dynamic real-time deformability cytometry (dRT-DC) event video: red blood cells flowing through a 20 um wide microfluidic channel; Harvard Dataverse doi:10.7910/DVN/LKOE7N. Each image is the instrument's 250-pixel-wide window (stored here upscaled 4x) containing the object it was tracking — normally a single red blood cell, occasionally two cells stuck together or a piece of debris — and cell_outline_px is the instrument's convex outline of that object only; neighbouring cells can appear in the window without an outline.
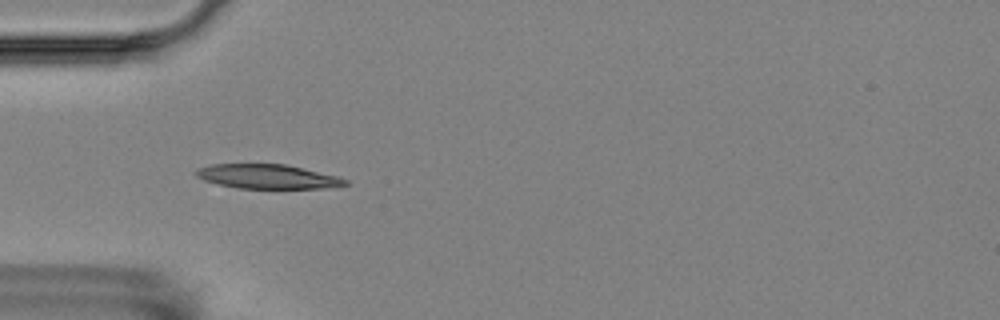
{"species": "Egyptian fruit bat (a non-hibernating species)", "species_latin": "Rousettus aegyptiacus", "temperature_condition": "room temperature", "stored_images_in_passage": 14, "camera_frame_rate_fps": 3000, "um_per_image_px": 0.085, "animal": {"sex": "female"}, "frame": {"image": 1, "passage_image": 3, "time_ms": 2.333, "image_size_px": [1000, 320], "cell_outline_px": [[348, 184], [324, 188], [236, 188], [204, 180], [196, 176], [192, 172], [196, 168], [212, 164], [284, 164], [336, 176], [348, 180]], "centroid_in_image_um": [22.67, 15.0], "position_along_channel_um": 62.3, "area_um2": 20.92}}
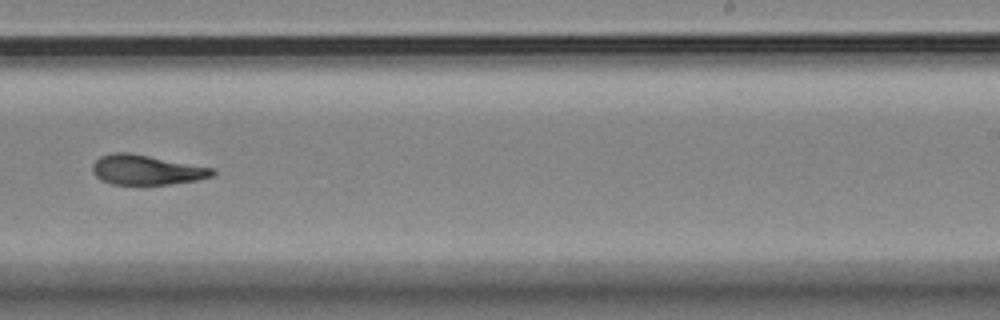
{"frame": {"image": 2, "passage_image": 8, "time_ms": 8.333, "image_size_px": [1000, 320], "cell_outline_px": [[216, 176], [196, 180], [168, 184], [112, 184], [100, 180], [92, 172], [92, 164], [100, 156], [112, 152], [128, 152], [216, 168]], "centroid_in_image_um": [12.47, 14.43], "position_along_channel_um": 276.5, "area_um2": 21.04}}
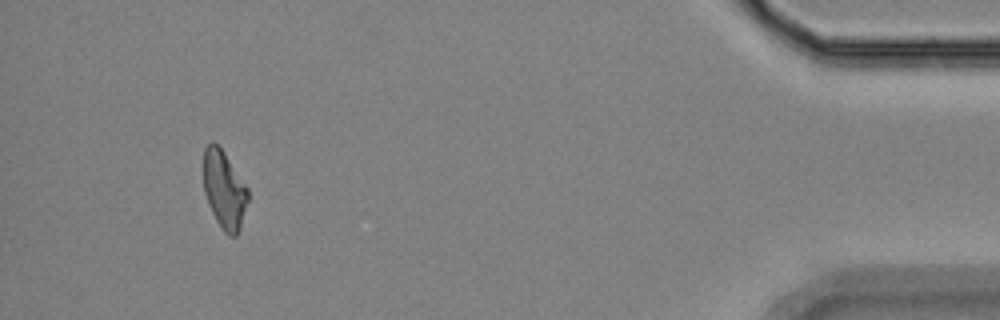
{"frame": {"image": 3, "passage_image": 13, "time_ms": 14.0, "image_size_px": [1000, 320], "cell_outline_px": [[248, 200], [240, 228], [236, 236], [228, 236], [224, 232], [216, 220], [208, 204], [204, 192], [204, 148], [212, 140], [224, 152], [248, 188]], "centroid_in_image_um": [19.06, 16.14], "position_along_channel_um": 416.1, "area_um2": 20.06}, "authors_computed_cell_mechanics": {"area_um2": 21.0681, "velocity_mm_per_s": 3.6045, "shape_relaxation_time_tau1_ms": 3.9564, "shape_relaxation_time_tau2_ms": 4.0222, "deformation_change_tau1": 0.1536, "deformation_change_tau2": 0.102}}